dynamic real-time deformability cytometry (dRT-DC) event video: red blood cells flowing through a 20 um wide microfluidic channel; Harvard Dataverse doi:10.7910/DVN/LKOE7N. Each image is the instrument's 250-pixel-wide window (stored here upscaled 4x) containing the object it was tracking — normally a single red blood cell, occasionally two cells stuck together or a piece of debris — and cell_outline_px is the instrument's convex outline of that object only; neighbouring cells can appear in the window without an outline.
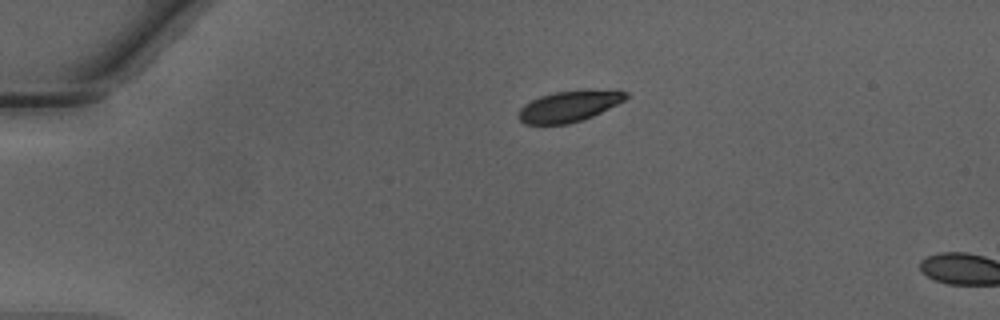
{"species": "Egyptian fruit bat (a non-hibernating species)", "species_latin": "Rousettus aegyptiacus", "temperature_condition": "warm", "stored_images_in_passage": 4, "camera_frame_rate_fps": 3000, "um_per_image_px": 0.085, "animal": {"sex": "male"}, "frame": {"image": 1, "passage_image": 1, "time_ms": 0.0, "image_size_px": [1000, 320], "cell_outline_px": [[628, 96], [624, 100], [592, 116], [568, 124], [524, 124], [520, 120], [520, 108], [524, 104], [540, 96], [556, 92], [588, 88], [620, 88], [628, 92]], "centroid_in_image_um": [48.46, 8.97], "position_along_channel_um": 36.5, "area_um2": 19.71}}